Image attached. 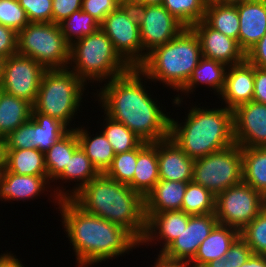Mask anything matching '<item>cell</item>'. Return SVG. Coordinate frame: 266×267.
I'll return each mask as SVG.
<instances>
[{"mask_svg":"<svg viewBox=\"0 0 266 267\" xmlns=\"http://www.w3.org/2000/svg\"><path fill=\"white\" fill-rule=\"evenodd\" d=\"M142 78L144 74L138 68H131L125 74L105 81L97 91V98L102 103L104 115L123 123L143 142L153 143L169 138L171 117L147 93Z\"/></svg>","mask_w":266,"mask_h":267,"instance_id":"cell-1","label":"cell"},{"mask_svg":"<svg viewBox=\"0 0 266 267\" xmlns=\"http://www.w3.org/2000/svg\"><path fill=\"white\" fill-rule=\"evenodd\" d=\"M57 205L78 267L98 264L139 248L140 243L128 231L85 212L71 198L60 199Z\"/></svg>","mask_w":266,"mask_h":267,"instance_id":"cell-2","label":"cell"},{"mask_svg":"<svg viewBox=\"0 0 266 267\" xmlns=\"http://www.w3.org/2000/svg\"><path fill=\"white\" fill-rule=\"evenodd\" d=\"M80 208L128 231L139 243L146 231L144 197L100 173L71 198Z\"/></svg>","mask_w":266,"mask_h":267,"instance_id":"cell-3","label":"cell"},{"mask_svg":"<svg viewBox=\"0 0 266 267\" xmlns=\"http://www.w3.org/2000/svg\"><path fill=\"white\" fill-rule=\"evenodd\" d=\"M191 107L185 122L170 119L169 137L194 160L235 144L233 111Z\"/></svg>","mask_w":266,"mask_h":267,"instance_id":"cell-4","label":"cell"},{"mask_svg":"<svg viewBox=\"0 0 266 267\" xmlns=\"http://www.w3.org/2000/svg\"><path fill=\"white\" fill-rule=\"evenodd\" d=\"M202 58L200 42L190 27L149 52L138 69L145 80L161 81L173 90H181Z\"/></svg>","mask_w":266,"mask_h":267,"instance_id":"cell-5","label":"cell"},{"mask_svg":"<svg viewBox=\"0 0 266 267\" xmlns=\"http://www.w3.org/2000/svg\"><path fill=\"white\" fill-rule=\"evenodd\" d=\"M68 68H72L86 85L89 80L97 83L106 79L109 81L131 69L115 51L111 40L101 28L70 45Z\"/></svg>","mask_w":266,"mask_h":267,"instance_id":"cell-6","label":"cell"},{"mask_svg":"<svg viewBox=\"0 0 266 267\" xmlns=\"http://www.w3.org/2000/svg\"><path fill=\"white\" fill-rule=\"evenodd\" d=\"M85 83L69 68L46 69L35 103L36 112L56 118L69 129L70 121L79 110ZM72 118V119H71ZM71 127V128H70Z\"/></svg>","mask_w":266,"mask_h":267,"instance_id":"cell-7","label":"cell"},{"mask_svg":"<svg viewBox=\"0 0 266 267\" xmlns=\"http://www.w3.org/2000/svg\"><path fill=\"white\" fill-rule=\"evenodd\" d=\"M17 54L31 57L45 69H63L68 68L70 45L59 24L30 22L18 32Z\"/></svg>","mask_w":266,"mask_h":267,"instance_id":"cell-8","label":"cell"},{"mask_svg":"<svg viewBox=\"0 0 266 267\" xmlns=\"http://www.w3.org/2000/svg\"><path fill=\"white\" fill-rule=\"evenodd\" d=\"M213 195L242 182V149L233 144L194 160L193 180Z\"/></svg>","mask_w":266,"mask_h":267,"instance_id":"cell-9","label":"cell"},{"mask_svg":"<svg viewBox=\"0 0 266 267\" xmlns=\"http://www.w3.org/2000/svg\"><path fill=\"white\" fill-rule=\"evenodd\" d=\"M100 28L111 40L115 51L131 68H138L144 62L138 16L134 5H120L104 19Z\"/></svg>","mask_w":266,"mask_h":267,"instance_id":"cell-10","label":"cell"},{"mask_svg":"<svg viewBox=\"0 0 266 267\" xmlns=\"http://www.w3.org/2000/svg\"><path fill=\"white\" fill-rule=\"evenodd\" d=\"M266 206V199L249 185L241 182L219 193L215 214L219 224L243 230Z\"/></svg>","mask_w":266,"mask_h":267,"instance_id":"cell-11","label":"cell"},{"mask_svg":"<svg viewBox=\"0 0 266 267\" xmlns=\"http://www.w3.org/2000/svg\"><path fill=\"white\" fill-rule=\"evenodd\" d=\"M46 69L31 57L15 54L5 59L0 90L35 103Z\"/></svg>","mask_w":266,"mask_h":267,"instance_id":"cell-12","label":"cell"},{"mask_svg":"<svg viewBox=\"0 0 266 267\" xmlns=\"http://www.w3.org/2000/svg\"><path fill=\"white\" fill-rule=\"evenodd\" d=\"M135 9L144 60L149 52L168 43L185 28L162 4L135 6Z\"/></svg>","mask_w":266,"mask_h":267,"instance_id":"cell-13","label":"cell"},{"mask_svg":"<svg viewBox=\"0 0 266 267\" xmlns=\"http://www.w3.org/2000/svg\"><path fill=\"white\" fill-rule=\"evenodd\" d=\"M234 141L240 147H266V104L254 101L233 110Z\"/></svg>","mask_w":266,"mask_h":267,"instance_id":"cell-14","label":"cell"},{"mask_svg":"<svg viewBox=\"0 0 266 267\" xmlns=\"http://www.w3.org/2000/svg\"><path fill=\"white\" fill-rule=\"evenodd\" d=\"M217 224L215 213L190 216L185 230L162 254L170 259L190 262L195 257L199 245L209 236Z\"/></svg>","mask_w":266,"mask_h":267,"instance_id":"cell-15","label":"cell"},{"mask_svg":"<svg viewBox=\"0 0 266 267\" xmlns=\"http://www.w3.org/2000/svg\"><path fill=\"white\" fill-rule=\"evenodd\" d=\"M197 35L202 57L219 61L227 66L246 60V54L237 40L209 27L203 20L190 27Z\"/></svg>","mask_w":266,"mask_h":267,"instance_id":"cell-16","label":"cell"},{"mask_svg":"<svg viewBox=\"0 0 266 267\" xmlns=\"http://www.w3.org/2000/svg\"><path fill=\"white\" fill-rule=\"evenodd\" d=\"M225 85L221 95L225 107L235 110L238 106L253 101L254 65L247 60L237 65L228 66Z\"/></svg>","mask_w":266,"mask_h":267,"instance_id":"cell-17","label":"cell"},{"mask_svg":"<svg viewBox=\"0 0 266 267\" xmlns=\"http://www.w3.org/2000/svg\"><path fill=\"white\" fill-rule=\"evenodd\" d=\"M159 179L191 182L194 159L189 158L169 137L157 141Z\"/></svg>","mask_w":266,"mask_h":267,"instance_id":"cell-18","label":"cell"},{"mask_svg":"<svg viewBox=\"0 0 266 267\" xmlns=\"http://www.w3.org/2000/svg\"><path fill=\"white\" fill-rule=\"evenodd\" d=\"M145 216L146 231L140 244L144 245L146 243L149 246V242H154L156 239V241L160 240L162 248L159 253H162L185 230L191 215L182 210H177L145 214Z\"/></svg>","mask_w":266,"mask_h":267,"instance_id":"cell-19","label":"cell"},{"mask_svg":"<svg viewBox=\"0 0 266 267\" xmlns=\"http://www.w3.org/2000/svg\"><path fill=\"white\" fill-rule=\"evenodd\" d=\"M240 30L238 43L245 54L266 34V0L236 4Z\"/></svg>","mask_w":266,"mask_h":267,"instance_id":"cell-20","label":"cell"},{"mask_svg":"<svg viewBox=\"0 0 266 267\" xmlns=\"http://www.w3.org/2000/svg\"><path fill=\"white\" fill-rule=\"evenodd\" d=\"M50 183L48 176L19 175L4 168L0 172V200L9 202L37 198L45 188L46 191L49 189Z\"/></svg>","mask_w":266,"mask_h":267,"instance_id":"cell-21","label":"cell"},{"mask_svg":"<svg viewBox=\"0 0 266 267\" xmlns=\"http://www.w3.org/2000/svg\"><path fill=\"white\" fill-rule=\"evenodd\" d=\"M239 236L240 231L237 229L218 223L209 236L199 245L195 257L189 262L190 267H204L213 260L225 257V254Z\"/></svg>","mask_w":266,"mask_h":267,"instance_id":"cell-22","label":"cell"},{"mask_svg":"<svg viewBox=\"0 0 266 267\" xmlns=\"http://www.w3.org/2000/svg\"><path fill=\"white\" fill-rule=\"evenodd\" d=\"M99 174L100 172L86 156L85 151L79 146L69 159L68 165H66L64 171L55 180L60 179L62 181L65 180V182H67V180L71 182L74 180V182L77 181L80 183H76V187L72 190L70 189V191L68 190L65 192V189H62V191L60 188L54 191L52 194L54 195V201L56 200L55 203H58L60 199L72 198Z\"/></svg>","mask_w":266,"mask_h":267,"instance_id":"cell-23","label":"cell"},{"mask_svg":"<svg viewBox=\"0 0 266 267\" xmlns=\"http://www.w3.org/2000/svg\"><path fill=\"white\" fill-rule=\"evenodd\" d=\"M157 142H141L137 146V162L133 176V190L144 198L159 181Z\"/></svg>","mask_w":266,"mask_h":267,"instance_id":"cell-24","label":"cell"},{"mask_svg":"<svg viewBox=\"0 0 266 267\" xmlns=\"http://www.w3.org/2000/svg\"><path fill=\"white\" fill-rule=\"evenodd\" d=\"M187 184L160 179L144 198L145 214L181 210Z\"/></svg>","mask_w":266,"mask_h":267,"instance_id":"cell-25","label":"cell"},{"mask_svg":"<svg viewBox=\"0 0 266 267\" xmlns=\"http://www.w3.org/2000/svg\"><path fill=\"white\" fill-rule=\"evenodd\" d=\"M242 182L266 199V147H241Z\"/></svg>","mask_w":266,"mask_h":267,"instance_id":"cell-26","label":"cell"},{"mask_svg":"<svg viewBox=\"0 0 266 267\" xmlns=\"http://www.w3.org/2000/svg\"><path fill=\"white\" fill-rule=\"evenodd\" d=\"M228 66L216 60L202 57L193 70V73L186 83V85L180 90V92L191 94L194 88L198 84H205L211 87L217 95H219L225 85V76ZM196 86V87H195Z\"/></svg>","mask_w":266,"mask_h":267,"instance_id":"cell-27","label":"cell"},{"mask_svg":"<svg viewBox=\"0 0 266 267\" xmlns=\"http://www.w3.org/2000/svg\"><path fill=\"white\" fill-rule=\"evenodd\" d=\"M79 146L76 131L70 129L44 153L49 181L53 182L64 171L69 159Z\"/></svg>","mask_w":266,"mask_h":267,"instance_id":"cell-28","label":"cell"},{"mask_svg":"<svg viewBox=\"0 0 266 267\" xmlns=\"http://www.w3.org/2000/svg\"><path fill=\"white\" fill-rule=\"evenodd\" d=\"M32 104L0 90V129L7 136L31 118Z\"/></svg>","mask_w":266,"mask_h":267,"instance_id":"cell-29","label":"cell"},{"mask_svg":"<svg viewBox=\"0 0 266 267\" xmlns=\"http://www.w3.org/2000/svg\"><path fill=\"white\" fill-rule=\"evenodd\" d=\"M203 21L212 29L238 41L240 22L236 5L207 2Z\"/></svg>","mask_w":266,"mask_h":267,"instance_id":"cell-30","label":"cell"},{"mask_svg":"<svg viewBox=\"0 0 266 267\" xmlns=\"http://www.w3.org/2000/svg\"><path fill=\"white\" fill-rule=\"evenodd\" d=\"M5 169L19 175L48 176L44 152L37 148L7 150Z\"/></svg>","mask_w":266,"mask_h":267,"instance_id":"cell-31","label":"cell"},{"mask_svg":"<svg viewBox=\"0 0 266 267\" xmlns=\"http://www.w3.org/2000/svg\"><path fill=\"white\" fill-rule=\"evenodd\" d=\"M76 131L80 147L85 151L86 156L100 173H104L111 165L115 153L107 138L102 132L90 137L89 131L83 129L82 126L76 127Z\"/></svg>","mask_w":266,"mask_h":267,"instance_id":"cell-32","label":"cell"},{"mask_svg":"<svg viewBox=\"0 0 266 267\" xmlns=\"http://www.w3.org/2000/svg\"><path fill=\"white\" fill-rule=\"evenodd\" d=\"M31 117L33 118V147L44 153L70 130L60 120L36 112L33 108Z\"/></svg>","mask_w":266,"mask_h":267,"instance_id":"cell-33","label":"cell"},{"mask_svg":"<svg viewBox=\"0 0 266 267\" xmlns=\"http://www.w3.org/2000/svg\"><path fill=\"white\" fill-rule=\"evenodd\" d=\"M216 196L202 185L188 182L181 210L188 215L215 213Z\"/></svg>","mask_w":266,"mask_h":267,"instance_id":"cell-34","label":"cell"},{"mask_svg":"<svg viewBox=\"0 0 266 267\" xmlns=\"http://www.w3.org/2000/svg\"><path fill=\"white\" fill-rule=\"evenodd\" d=\"M59 26L66 42L72 45L83 37L93 34L100 28V23L80 9L59 23Z\"/></svg>","mask_w":266,"mask_h":267,"instance_id":"cell-35","label":"cell"},{"mask_svg":"<svg viewBox=\"0 0 266 267\" xmlns=\"http://www.w3.org/2000/svg\"><path fill=\"white\" fill-rule=\"evenodd\" d=\"M104 118L106 123L101 132L109 141L115 155L135 149L142 142V140L123 123H120L107 115Z\"/></svg>","mask_w":266,"mask_h":267,"instance_id":"cell-36","label":"cell"},{"mask_svg":"<svg viewBox=\"0 0 266 267\" xmlns=\"http://www.w3.org/2000/svg\"><path fill=\"white\" fill-rule=\"evenodd\" d=\"M207 0H163L164 8L185 27L204 19Z\"/></svg>","mask_w":266,"mask_h":267,"instance_id":"cell-37","label":"cell"},{"mask_svg":"<svg viewBox=\"0 0 266 267\" xmlns=\"http://www.w3.org/2000/svg\"><path fill=\"white\" fill-rule=\"evenodd\" d=\"M137 162V147L128 152L116 154L104 174L133 189V176Z\"/></svg>","mask_w":266,"mask_h":267,"instance_id":"cell-38","label":"cell"},{"mask_svg":"<svg viewBox=\"0 0 266 267\" xmlns=\"http://www.w3.org/2000/svg\"><path fill=\"white\" fill-rule=\"evenodd\" d=\"M240 236L251 248L252 254L266 255V206L240 231Z\"/></svg>","mask_w":266,"mask_h":267,"instance_id":"cell-39","label":"cell"},{"mask_svg":"<svg viewBox=\"0 0 266 267\" xmlns=\"http://www.w3.org/2000/svg\"><path fill=\"white\" fill-rule=\"evenodd\" d=\"M25 10L18 0H0V24L17 33L29 24Z\"/></svg>","mask_w":266,"mask_h":267,"instance_id":"cell-40","label":"cell"},{"mask_svg":"<svg viewBox=\"0 0 266 267\" xmlns=\"http://www.w3.org/2000/svg\"><path fill=\"white\" fill-rule=\"evenodd\" d=\"M29 22H52L53 0H18Z\"/></svg>","mask_w":266,"mask_h":267,"instance_id":"cell-41","label":"cell"},{"mask_svg":"<svg viewBox=\"0 0 266 267\" xmlns=\"http://www.w3.org/2000/svg\"><path fill=\"white\" fill-rule=\"evenodd\" d=\"M33 118L10 132L6 138V150L31 149L33 147Z\"/></svg>","mask_w":266,"mask_h":267,"instance_id":"cell-42","label":"cell"},{"mask_svg":"<svg viewBox=\"0 0 266 267\" xmlns=\"http://www.w3.org/2000/svg\"><path fill=\"white\" fill-rule=\"evenodd\" d=\"M120 5L118 0H82V11L91 15L100 24Z\"/></svg>","mask_w":266,"mask_h":267,"instance_id":"cell-43","label":"cell"},{"mask_svg":"<svg viewBox=\"0 0 266 267\" xmlns=\"http://www.w3.org/2000/svg\"><path fill=\"white\" fill-rule=\"evenodd\" d=\"M251 254V248L247 245L246 241L239 236L225 254V258H227V266L240 267L248 260Z\"/></svg>","mask_w":266,"mask_h":267,"instance_id":"cell-44","label":"cell"},{"mask_svg":"<svg viewBox=\"0 0 266 267\" xmlns=\"http://www.w3.org/2000/svg\"><path fill=\"white\" fill-rule=\"evenodd\" d=\"M82 8V0H53L52 23L59 24Z\"/></svg>","mask_w":266,"mask_h":267,"instance_id":"cell-45","label":"cell"},{"mask_svg":"<svg viewBox=\"0 0 266 267\" xmlns=\"http://www.w3.org/2000/svg\"><path fill=\"white\" fill-rule=\"evenodd\" d=\"M18 33L10 27L0 24V56L8 58L17 54Z\"/></svg>","mask_w":266,"mask_h":267,"instance_id":"cell-46","label":"cell"},{"mask_svg":"<svg viewBox=\"0 0 266 267\" xmlns=\"http://www.w3.org/2000/svg\"><path fill=\"white\" fill-rule=\"evenodd\" d=\"M246 60L257 68L266 69V34L246 53Z\"/></svg>","mask_w":266,"mask_h":267,"instance_id":"cell-47","label":"cell"},{"mask_svg":"<svg viewBox=\"0 0 266 267\" xmlns=\"http://www.w3.org/2000/svg\"><path fill=\"white\" fill-rule=\"evenodd\" d=\"M253 101L266 104V69L254 66V94Z\"/></svg>","mask_w":266,"mask_h":267,"instance_id":"cell-48","label":"cell"},{"mask_svg":"<svg viewBox=\"0 0 266 267\" xmlns=\"http://www.w3.org/2000/svg\"><path fill=\"white\" fill-rule=\"evenodd\" d=\"M157 256L153 267H190L189 262L184 260L170 259L162 253H159Z\"/></svg>","mask_w":266,"mask_h":267,"instance_id":"cell-49","label":"cell"},{"mask_svg":"<svg viewBox=\"0 0 266 267\" xmlns=\"http://www.w3.org/2000/svg\"><path fill=\"white\" fill-rule=\"evenodd\" d=\"M0 267H24V265L12 253H3L0 255Z\"/></svg>","mask_w":266,"mask_h":267,"instance_id":"cell-50","label":"cell"},{"mask_svg":"<svg viewBox=\"0 0 266 267\" xmlns=\"http://www.w3.org/2000/svg\"><path fill=\"white\" fill-rule=\"evenodd\" d=\"M240 267H266V255L251 254Z\"/></svg>","mask_w":266,"mask_h":267,"instance_id":"cell-51","label":"cell"},{"mask_svg":"<svg viewBox=\"0 0 266 267\" xmlns=\"http://www.w3.org/2000/svg\"><path fill=\"white\" fill-rule=\"evenodd\" d=\"M6 151V141L0 140V172L5 168Z\"/></svg>","mask_w":266,"mask_h":267,"instance_id":"cell-52","label":"cell"},{"mask_svg":"<svg viewBox=\"0 0 266 267\" xmlns=\"http://www.w3.org/2000/svg\"><path fill=\"white\" fill-rule=\"evenodd\" d=\"M163 0H130V4L134 6L157 5L162 4Z\"/></svg>","mask_w":266,"mask_h":267,"instance_id":"cell-53","label":"cell"},{"mask_svg":"<svg viewBox=\"0 0 266 267\" xmlns=\"http://www.w3.org/2000/svg\"><path fill=\"white\" fill-rule=\"evenodd\" d=\"M204 267H228L227 258L222 257L220 259L213 260L209 262L208 264H206Z\"/></svg>","mask_w":266,"mask_h":267,"instance_id":"cell-54","label":"cell"},{"mask_svg":"<svg viewBox=\"0 0 266 267\" xmlns=\"http://www.w3.org/2000/svg\"><path fill=\"white\" fill-rule=\"evenodd\" d=\"M244 1H248V0H207V2L230 4V5H236L239 3H243Z\"/></svg>","mask_w":266,"mask_h":267,"instance_id":"cell-55","label":"cell"},{"mask_svg":"<svg viewBox=\"0 0 266 267\" xmlns=\"http://www.w3.org/2000/svg\"><path fill=\"white\" fill-rule=\"evenodd\" d=\"M4 62H5V58L0 56V84L2 81Z\"/></svg>","mask_w":266,"mask_h":267,"instance_id":"cell-56","label":"cell"},{"mask_svg":"<svg viewBox=\"0 0 266 267\" xmlns=\"http://www.w3.org/2000/svg\"><path fill=\"white\" fill-rule=\"evenodd\" d=\"M121 4H130V0H118Z\"/></svg>","mask_w":266,"mask_h":267,"instance_id":"cell-57","label":"cell"},{"mask_svg":"<svg viewBox=\"0 0 266 267\" xmlns=\"http://www.w3.org/2000/svg\"><path fill=\"white\" fill-rule=\"evenodd\" d=\"M6 136L2 133L0 129V140H5Z\"/></svg>","mask_w":266,"mask_h":267,"instance_id":"cell-58","label":"cell"}]
</instances>
